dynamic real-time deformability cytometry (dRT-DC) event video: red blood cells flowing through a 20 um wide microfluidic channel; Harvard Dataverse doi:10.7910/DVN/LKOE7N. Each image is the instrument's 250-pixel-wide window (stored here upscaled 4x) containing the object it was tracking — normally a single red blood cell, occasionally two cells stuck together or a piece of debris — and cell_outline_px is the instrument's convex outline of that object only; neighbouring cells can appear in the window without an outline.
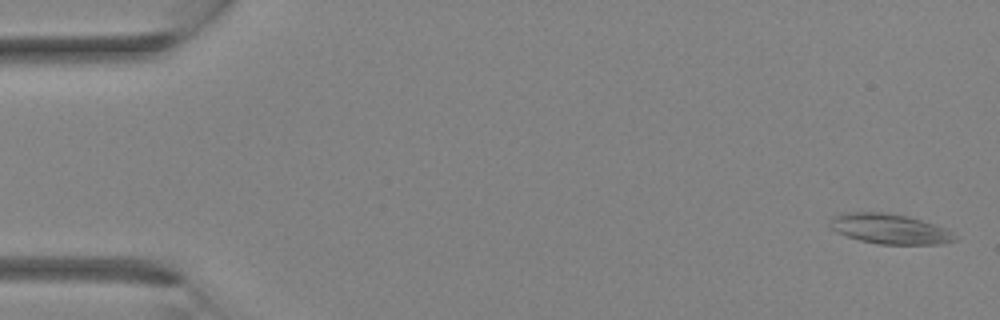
{"species": "Egyptian fruit bat (a non-hibernating species)", "species_latin": "Rousettus aegyptiacus", "temperature_condition": "room temperature", "stored_images_in_passage": 3, "camera_frame_rate_fps": 3000, "um_per_image_px": 0.085, "animal": {"sex": "female"}, "frame": {"image": 1, "passage_image": 1, "time_ms": 0.0, "image_size_px": [1000, 320], "cell_outline_px": [[960, 240], [944, 244], [876, 244], [860, 240], [836, 232], [828, 224], [832, 216], [844, 212], [884, 212], [908, 216], [944, 228], [960, 236]], "centroid_in_image_um": [75.65, 19.46], "position_along_channel_um": 9.3, "area_um2": 22.08}}